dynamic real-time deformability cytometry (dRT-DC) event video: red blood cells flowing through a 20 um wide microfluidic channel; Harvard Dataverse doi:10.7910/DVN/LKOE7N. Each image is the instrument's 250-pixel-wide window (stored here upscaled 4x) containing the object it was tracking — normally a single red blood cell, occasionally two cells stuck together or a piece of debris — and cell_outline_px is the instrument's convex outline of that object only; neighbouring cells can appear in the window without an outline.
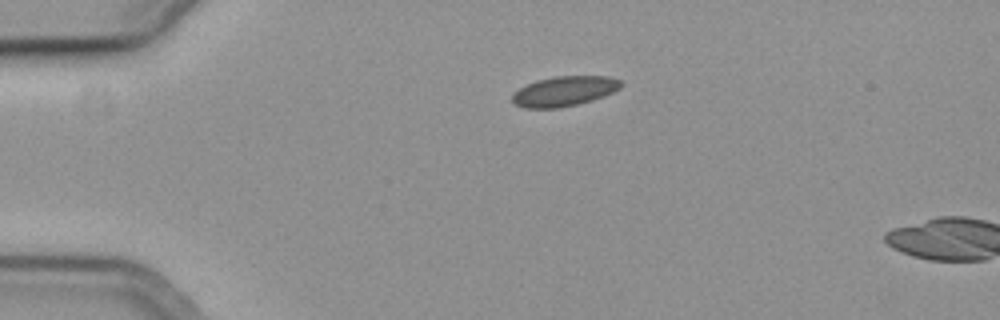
{"species": "common noctule bat (a hibernating species)", "species_latin": "Nyctalus noctula", "temperature_condition": "cold", "stored_images_in_passage": 4, "camera_frame_rate_fps": 3000, "um_per_image_px": 0.085, "animal": {"sex": "female", "body_mass_g": 19.3, "forearm_length_mm": 54.1}, "frame": {"image": 1, "passage_image": 1, "time_ms": 0.0, "image_size_px": [1000, 320], "cell_outline_px": [[624, 84], [620, 88], [604, 96], [592, 100], [560, 108], [524, 108], [512, 104], [512, 92], [536, 80], [556, 76], [608, 76], [624, 80]], "centroid_in_image_um": [47.97, 7.75], "position_along_channel_um": 37.0, "area_um2": 19.19}}